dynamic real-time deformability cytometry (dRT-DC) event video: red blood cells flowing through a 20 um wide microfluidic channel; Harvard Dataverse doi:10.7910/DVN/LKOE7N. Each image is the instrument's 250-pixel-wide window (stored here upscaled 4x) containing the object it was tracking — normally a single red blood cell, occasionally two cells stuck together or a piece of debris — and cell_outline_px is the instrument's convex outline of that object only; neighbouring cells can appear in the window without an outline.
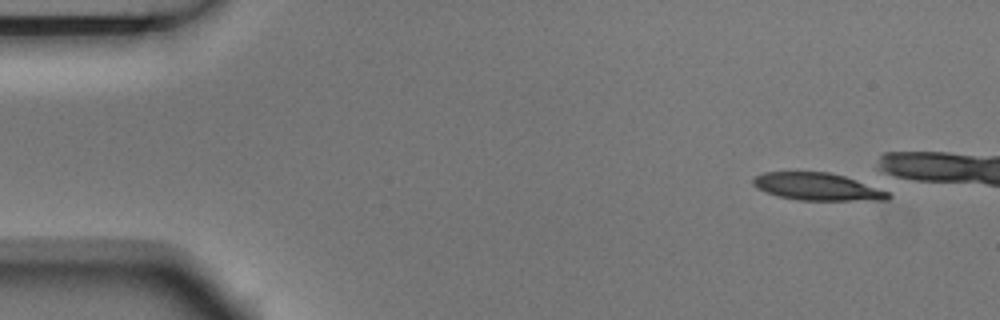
{"species": "Egyptian fruit bat (a non-hibernating species)", "species_latin": "Rousettus aegyptiacus", "temperature_condition": "room temperature", "stored_images_in_passage": 4, "camera_frame_rate_fps": 3000, "um_per_image_px": 0.085, "animal": {"sex": "male"}, "frame": {"image": 1, "passage_image": 1, "time_ms": 0.0, "image_size_px": [1000, 320], "cell_outline_px": [[892, 196], [888, 200], [800, 200], [776, 196], [756, 188], [752, 184], [752, 180], [756, 176], [764, 172], [828, 172], [844, 176], [856, 180], [888, 192]], "centroid_in_image_um": [69.44, 15.87], "position_along_channel_um": 15.6, "area_um2": 21.44}}